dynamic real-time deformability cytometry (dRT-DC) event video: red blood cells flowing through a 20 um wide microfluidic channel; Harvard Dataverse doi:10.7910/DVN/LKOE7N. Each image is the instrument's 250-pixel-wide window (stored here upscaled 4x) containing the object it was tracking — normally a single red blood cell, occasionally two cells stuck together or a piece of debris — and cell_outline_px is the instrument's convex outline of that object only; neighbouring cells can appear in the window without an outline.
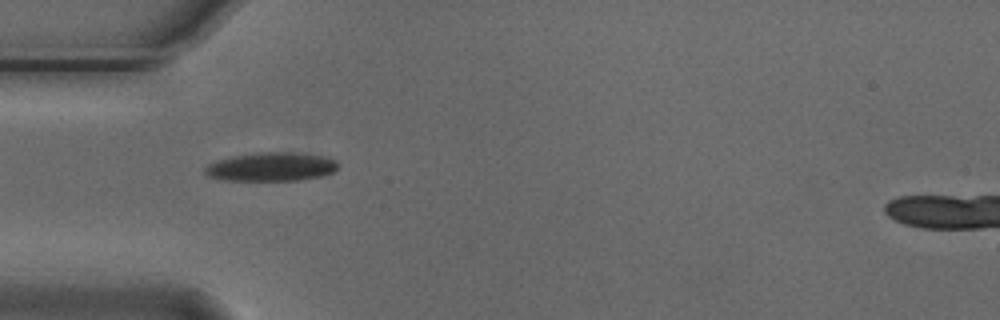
{"species": "Egyptian fruit bat (a non-hibernating species)", "species_latin": "Rousettus aegyptiacus", "temperature_condition": "cold", "stored_images_in_passage": 2, "camera_frame_rate_fps": 3000, "um_per_image_px": 0.085, "animal": {"sex": "male"}, "frame": {"image": 1, "passage_image": 1, "time_ms": 0.0, "image_size_px": [1000, 320], "cell_outline_px": [[336, 168], [332, 172], [324, 176], [300, 180], [228, 180], [208, 176], [204, 172], [204, 168], [208, 164], [216, 160], [232, 156], [256, 152], [292, 152], [324, 156], [336, 160]], "centroid_in_image_um": [23.04, 14.17], "position_along_channel_um": 62.0, "area_um2": 22.25}}
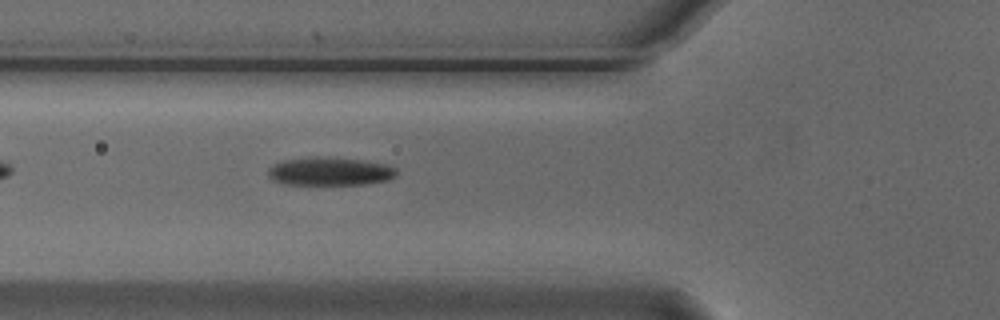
{"frame": {"image": 2, "passage_image": 2, "time_ms": 0.333, "image_size_px": [1000, 320], "cell_outline_px": [[396, 176], [388, 180], [364, 184], [284, 184], [272, 180], [268, 176], [268, 168], [272, 164], [284, 160], [316, 156], [320, 156], [360, 160], [388, 164], [396, 168]], "centroid_in_image_um": [28.02, 14.56], "position_along_channel_um": 97.8, "area_um2": 21.21}}